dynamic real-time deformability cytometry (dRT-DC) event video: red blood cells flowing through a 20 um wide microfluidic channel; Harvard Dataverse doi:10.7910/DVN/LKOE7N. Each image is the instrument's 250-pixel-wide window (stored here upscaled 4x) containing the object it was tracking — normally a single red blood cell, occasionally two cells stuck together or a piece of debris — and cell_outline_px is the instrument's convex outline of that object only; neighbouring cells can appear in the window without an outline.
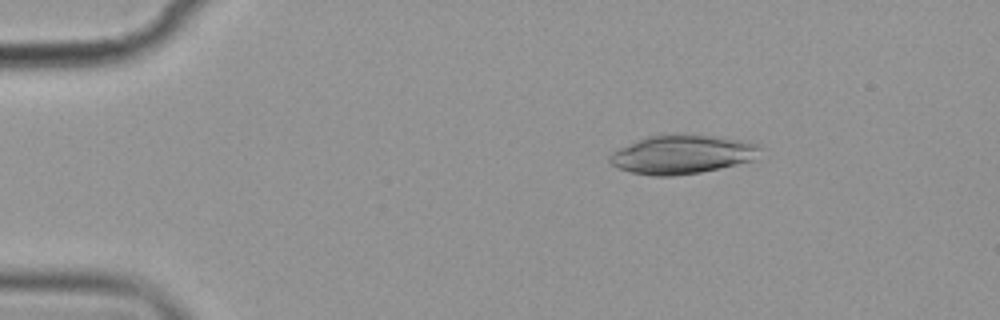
{"species": "common noctule bat (a hibernating species)", "species_latin": "Nyctalus noctula", "temperature_condition": "cold", "stored_images_in_passage": 4, "camera_frame_rate_fps": 3000, "um_per_image_px": 0.085, "animal": {"sex": "female", "body_mass_g": 19.9}, "frame": {"image": 1, "passage_image": 2, "time_ms": 1.333, "image_size_px": [1000, 320], "cell_outline_px": [[760, 148], [756, 160], [720, 168], [700, 172], [672, 176], [652, 176], [632, 172], [620, 168], [612, 164], [608, 160], [608, 156], [612, 152], [620, 148], [648, 136], [712, 136], [744, 140], [756, 144]], "centroid_in_image_um": [58.0, 13.15], "position_along_channel_um": 27.0, "area_um2": 33.29}}